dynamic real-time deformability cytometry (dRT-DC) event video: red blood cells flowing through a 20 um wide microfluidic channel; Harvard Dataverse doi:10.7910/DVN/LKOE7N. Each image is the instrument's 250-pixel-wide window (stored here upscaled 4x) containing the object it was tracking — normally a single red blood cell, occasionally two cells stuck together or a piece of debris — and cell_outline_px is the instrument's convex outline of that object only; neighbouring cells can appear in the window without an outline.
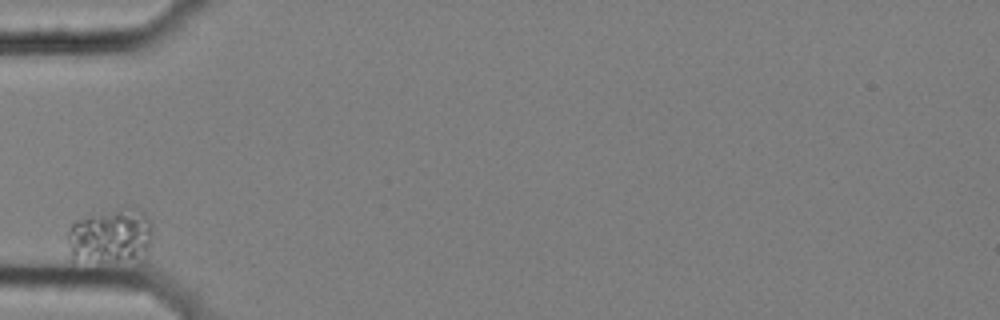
{"species": "common noctule bat (a hibernating species)", "species_latin": "Nyctalus noctula", "temperature_condition": "cold", "stored_images_in_passage": 3, "camera_frame_rate_fps": 3000, "um_per_image_px": 0.085, "animal": {"sex": "female", "body_mass_g": 25.1}, "frame": {"image": 1, "passage_image": 1, "time_ms": 0.0, "image_size_px": [1000, 320], "cell_outline_px": [[152, 236], [148, 248], [140, 264], [72, 260], [68, 244], [68, 232], [72, 224], [76, 220], [84, 216], [136, 208], [140, 208], [152, 224]], "centroid_in_image_um": [9.44, 20.16], "position_along_channel_um": 75.6, "area_um2": 27.8}}
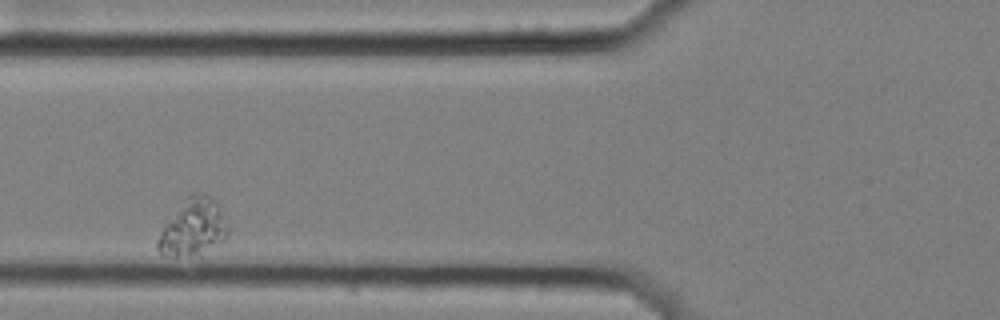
{"frame": {"image": 2, "passage_image": 2, "time_ms": 0.333, "image_size_px": [1000, 320], "cell_outline_px": [[228, 236], [224, 240], [200, 256], [160, 256], [156, 248], [156, 240], [160, 232], [188, 196], [196, 192], [208, 196], [220, 204], [228, 228]], "centroid_in_image_um": [16.43, 19.4], "position_along_channel_um": 109.4, "area_um2": 23.18}}